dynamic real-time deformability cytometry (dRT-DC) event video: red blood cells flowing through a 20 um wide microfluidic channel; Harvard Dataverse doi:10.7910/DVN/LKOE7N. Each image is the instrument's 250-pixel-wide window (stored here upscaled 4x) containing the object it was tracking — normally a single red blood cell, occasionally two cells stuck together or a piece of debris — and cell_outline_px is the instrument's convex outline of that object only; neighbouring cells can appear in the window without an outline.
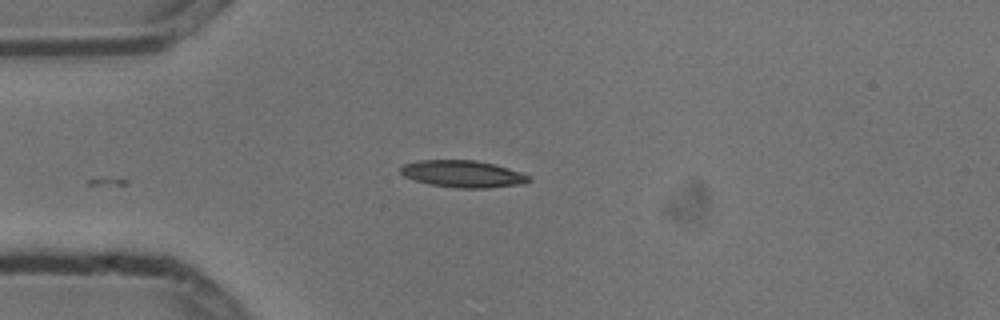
{"species": "common noctule bat (a hibernating species)", "species_latin": "Nyctalus noctula", "temperature_condition": "cold", "stored_images_in_passage": 5, "camera_frame_rate_fps": 3000, "um_per_image_px": 0.085, "animal": {"sex": "male", "body_mass_g": 13.3}, "frame": {"image": 1, "passage_image": 5, "time_ms": 1.333, "image_size_px": [1000, 320], "cell_outline_px": [[532, 180], [524, 184], [488, 188], [456, 188], [428, 184], [404, 176], [400, 172], [400, 168], [404, 164], [416, 160], [476, 160], [508, 168], [532, 176]], "centroid_in_image_um": [39.36, 14.79], "position_along_channel_um": 45.6, "area_um2": 20.29}}